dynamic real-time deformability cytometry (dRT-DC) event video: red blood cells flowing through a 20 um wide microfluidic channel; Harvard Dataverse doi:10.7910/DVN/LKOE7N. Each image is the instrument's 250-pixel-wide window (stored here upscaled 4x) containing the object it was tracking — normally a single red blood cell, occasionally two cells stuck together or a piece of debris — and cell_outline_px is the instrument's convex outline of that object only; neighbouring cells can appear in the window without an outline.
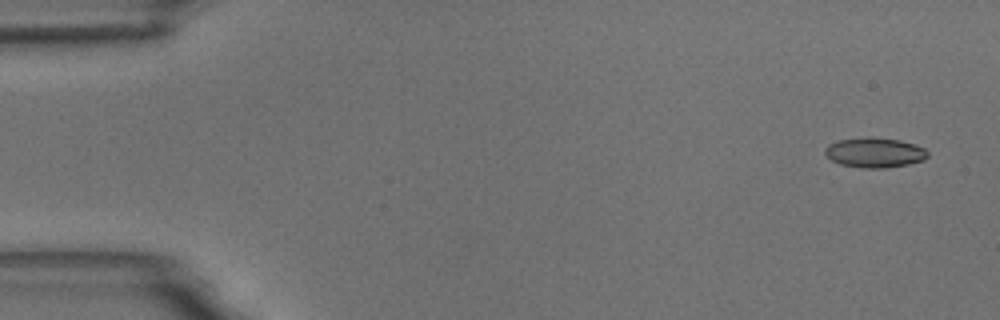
{"species": "common noctule bat (a hibernating species)", "species_latin": "Nyctalus noctula", "temperature_condition": "room temperature", "stored_images_in_passage": 13, "camera_frame_rate_fps": 3000, "um_per_image_px": 0.085, "animal": {"sex": "male", "body_mass_g": 18.8}, "frame": {"image": 1, "passage_image": 1, "time_ms": 0.0, "image_size_px": [1000, 320], "cell_outline_px": [[928, 156], [924, 160], [908, 164], [884, 168], [864, 168], [840, 164], [832, 160], [824, 152], [824, 148], [828, 144], [836, 140], [868, 136], [900, 140], [924, 148], [928, 152]], "centroid_in_image_um": [74.32, 12.96], "position_along_channel_um": 10.7, "area_um2": 17.98}}
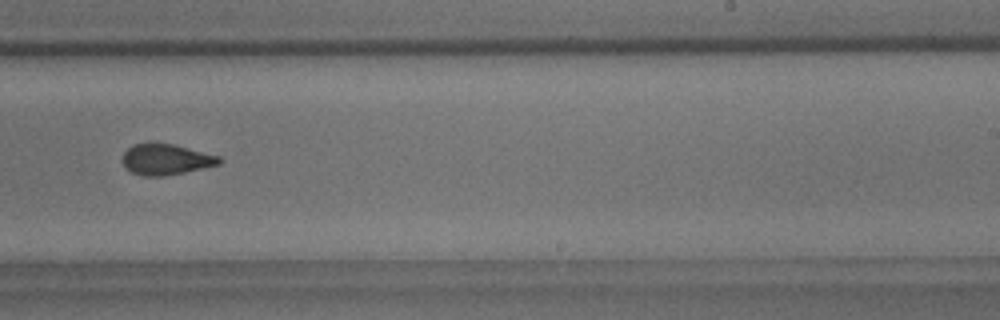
{"frame": {"image": 2, "passage_image": 10, "time_ms": 11.0, "image_size_px": [1000, 320], "cell_outline_px": [[224, 160], [220, 164], [184, 172], [164, 176], [144, 176], [132, 172], [124, 168], [124, 152], [132, 144], [172, 144], [220, 156]], "centroid_in_image_um": [14.13, 13.56], "position_along_channel_um": 274.9, "area_um2": 17.11}}
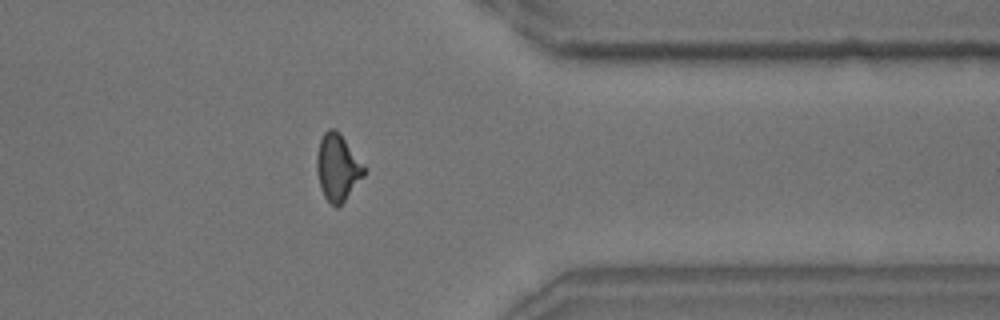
{"frame": {"image": 3, "passage_image": 13, "time_ms": 14.333, "image_size_px": [1000, 320], "cell_outline_px": [[368, 172], [344, 200], [336, 208], [324, 196], [320, 188], [316, 168], [316, 156], [320, 140], [324, 132], [328, 128], [336, 128], [340, 132]], "centroid_in_image_um": [28.69, 14.21], "position_along_channel_um": 382.7, "area_um2": 18.38}, "authors_computed_cell_mechanics": {"area_um2": 18.1492, "velocity_mm_per_s": 3.5641, "shape_relaxation_time_tau1_ms": 5.2727, "shape_relaxation_time_tau2_ms": 2.0204, "deformation_change_tau1": 0.1649, "deformation_change_tau2": 0.0951}}